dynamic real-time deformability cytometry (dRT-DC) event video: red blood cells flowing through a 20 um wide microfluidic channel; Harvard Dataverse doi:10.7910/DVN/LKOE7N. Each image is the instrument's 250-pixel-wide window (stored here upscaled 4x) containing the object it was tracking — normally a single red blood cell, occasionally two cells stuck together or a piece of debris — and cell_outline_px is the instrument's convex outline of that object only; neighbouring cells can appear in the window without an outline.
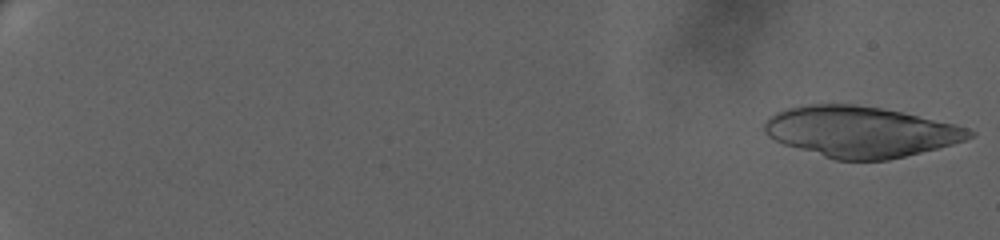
{"species": "human", "species_latin": "Homo sapiens", "temperature_condition": "warm", "stored_images_in_passage": 29, "camera_frame_rate_fps": 3000, "um_per_image_px": 0.085, "donor": {"sex": "female"}, "frame": {"image": 1, "passage_image": 1, "time_ms": 0.0, "image_size_px": [1000, 240], "cell_outline_px": [[976, 136], [952, 144], [888, 160], [836, 160], [784, 144], [768, 136], [764, 132], [764, 124], [776, 112], [784, 108], [808, 104], [856, 104], [880, 108], [900, 112], [956, 124], [968, 128], [976, 132]], "centroid_in_image_um": [73.15, 11.19], "position_along_channel_um": 11.9, "area_um2": 60.34}}